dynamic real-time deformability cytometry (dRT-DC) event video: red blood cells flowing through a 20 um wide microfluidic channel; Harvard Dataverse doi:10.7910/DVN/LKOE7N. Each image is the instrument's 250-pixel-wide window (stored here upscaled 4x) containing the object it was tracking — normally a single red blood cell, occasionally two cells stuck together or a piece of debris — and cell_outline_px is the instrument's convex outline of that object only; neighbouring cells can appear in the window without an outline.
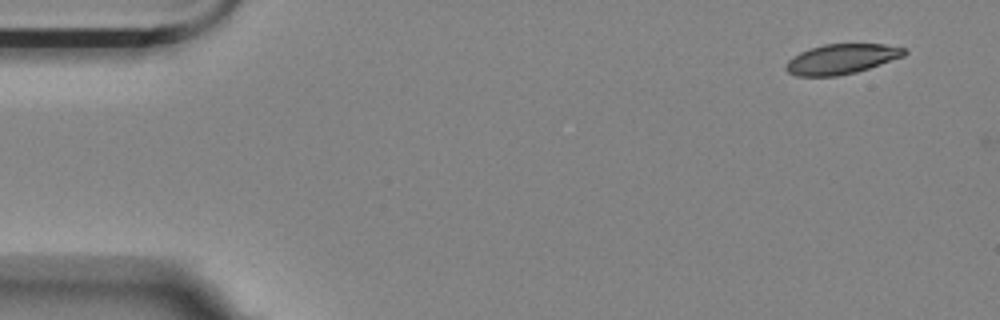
{"species": "Egyptian fruit bat (a non-hibernating species)", "species_latin": "Rousettus aegyptiacus", "temperature_condition": "room temperature", "stored_images_in_passage": 2, "camera_frame_rate_fps": 3000, "um_per_image_px": 0.085, "animal": {"sex": "female"}, "frame": {"image": 1, "passage_image": 1, "time_ms": 0.0, "image_size_px": [1000, 320], "cell_outline_px": [[908, 52], [904, 56], [856, 72], [836, 76], [796, 76], [788, 72], [784, 68], [784, 64], [792, 56], [800, 52], [824, 44], [884, 44], [908, 48]], "centroid_in_image_um": [71.52, 5.01], "position_along_channel_um": 13.5, "area_um2": 20.75}}